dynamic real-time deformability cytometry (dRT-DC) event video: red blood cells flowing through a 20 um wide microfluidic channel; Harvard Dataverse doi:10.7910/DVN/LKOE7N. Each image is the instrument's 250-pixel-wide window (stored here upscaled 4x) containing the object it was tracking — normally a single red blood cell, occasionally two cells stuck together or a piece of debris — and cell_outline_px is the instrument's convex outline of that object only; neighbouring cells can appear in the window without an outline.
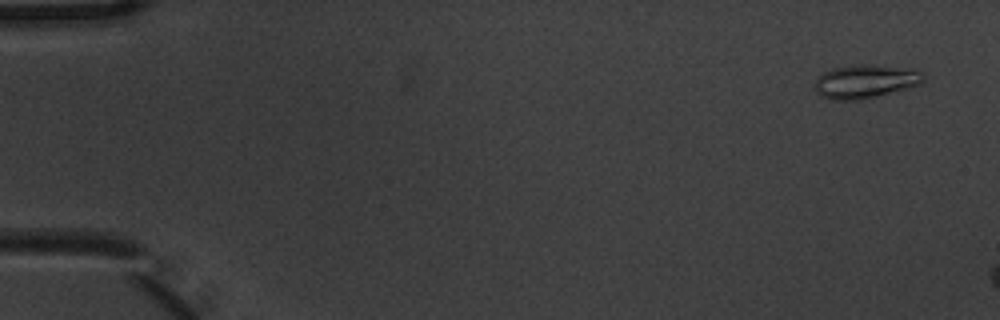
{"species": "common noctule bat (a hibernating species)", "species_latin": "Nyctalus noctula", "temperature_condition": "warm", "stored_images_in_passage": 3, "camera_frame_rate_fps": 3000, "um_per_image_px": 0.085, "animal": {"sex": "male", "body_mass_g": 20.1, "forearm_length_mm": 53.5}, "frame": {"image": 1, "passage_image": 1, "time_ms": 0.0, "image_size_px": [1000, 320], "cell_outline_px": [[924, 80], [920, 84], [864, 100], [832, 100], [820, 96], [816, 92], [816, 80], [824, 72], [832, 68], [860, 64], [920, 68]], "centroid_in_image_um": [73.59, 6.92], "position_along_channel_um": 11.4, "area_um2": 21.39}}